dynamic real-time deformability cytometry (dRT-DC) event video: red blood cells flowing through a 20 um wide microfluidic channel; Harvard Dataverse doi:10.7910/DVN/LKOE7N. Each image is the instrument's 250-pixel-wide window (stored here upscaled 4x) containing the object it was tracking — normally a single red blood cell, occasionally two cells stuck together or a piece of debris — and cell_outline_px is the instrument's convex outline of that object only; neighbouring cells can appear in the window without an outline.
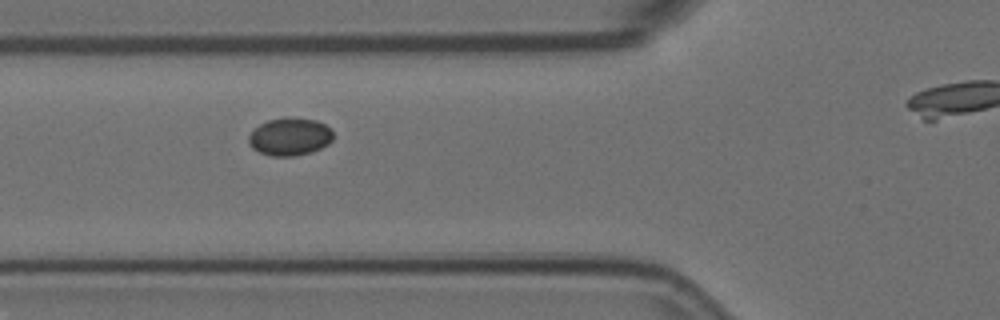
{"species": "Egyptian fruit bat (a non-hibernating species)", "species_latin": "Rousettus aegyptiacus", "temperature_condition": "room temperature", "stored_images_in_passage": 40, "camera_frame_rate_fps": 3000, "um_per_image_px": 0.085, "animal": {"sex": "female"}, "frame": {"image": 1, "passage_image": 14, "time_ms": 4.333, "image_size_px": [1000, 320], "cell_outline_px": [[328, 140], [312, 148], [300, 152], [268, 152], [256, 148], [252, 144], [252, 136], [268, 124], [280, 120], [300, 120], [320, 124], [328, 132]], "centroid_in_image_um": [24.63, 11.6], "position_along_channel_um": 101.2, "area_um2": 14.05}}
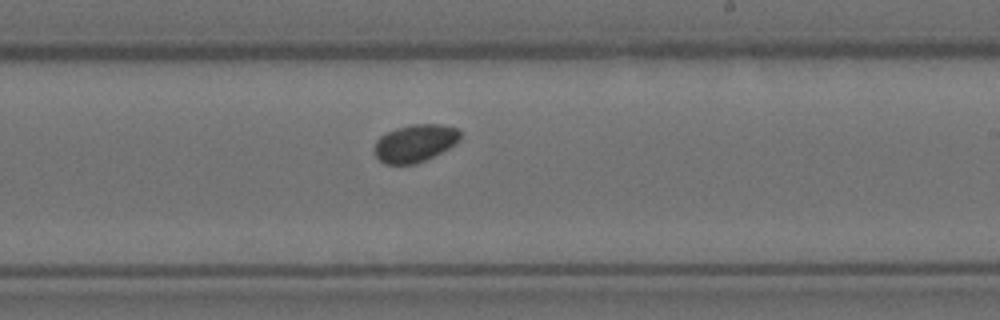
{"frame": {"image": 2, "passage_image": 27, "time_ms": 8.667, "image_size_px": [1000, 320], "cell_outline_px": [[456, 136], [448, 144], [424, 156], [412, 160], [388, 160], [380, 156], [380, 144], [384, 140], [392, 136], [428, 128], [456, 132]], "centroid_in_image_um": [35.27, 12.24], "position_along_channel_um": 253.7, "area_um2": 11.96}}
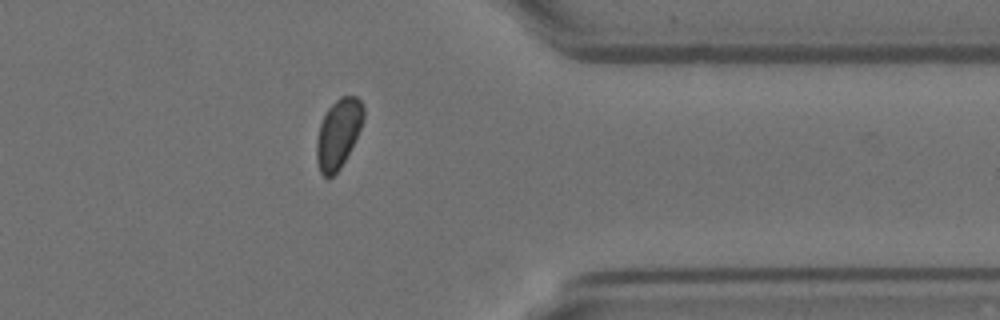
{"frame": {"image": 3, "passage_image": 39, "time_ms": 12.667, "image_size_px": [1000, 320], "cell_outline_px": [[360, 120], [356, 132], [340, 164], [328, 176], [324, 172], [320, 164], [320, 132], [324, 120], [340, 100], [356, 100], [360, 104]], "centroid_in_image_um": [28.75, 11.37], "position_along_channel_um": 382.6, "area_um2": 14.51}}